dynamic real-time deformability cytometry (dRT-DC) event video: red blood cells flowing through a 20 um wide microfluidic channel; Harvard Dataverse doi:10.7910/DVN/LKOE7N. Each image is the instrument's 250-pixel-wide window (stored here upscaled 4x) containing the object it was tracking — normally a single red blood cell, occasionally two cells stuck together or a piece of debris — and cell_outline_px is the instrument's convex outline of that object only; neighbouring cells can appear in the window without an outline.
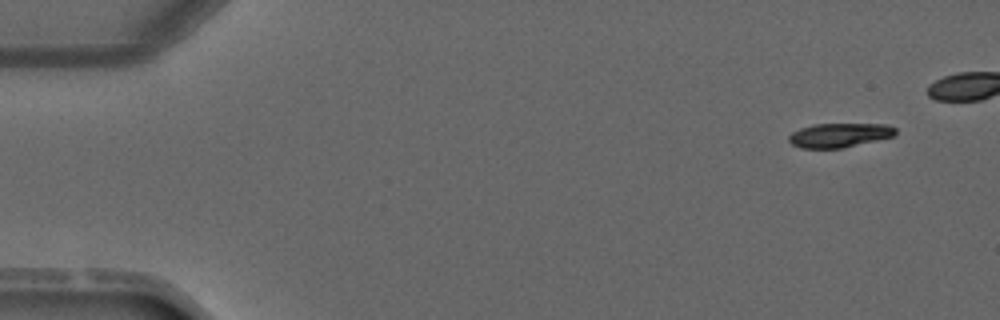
{"species": "common noctule bat (a hibernating species)", "species_latin": "Nyctalus noctula", "temperature_condition": "warm", "stored_images_in_passage": 6, "camera_frame_rate_fps": 3000, "um_per_image_px": 0.085, "animal": {"sex": "male", "forearm_length_mm": 52.5}, "frame": {"image": 1, "passage_image": 1, "time_ms": 0.0, "image_size_px": [1000, 320], "cell_outline_px": [[896, 132], [892, 136], [876, 140], [840, 148], [800, 148], [792, 144], [788, 140], [788, 136], [792, 132], [800, 128], [812, 124], [888, 124], [896, 128]], "centroid_in_image_um": [71.3, 11.48], "position_along_channel_um": 13.7, "area_um2": 14.91}}
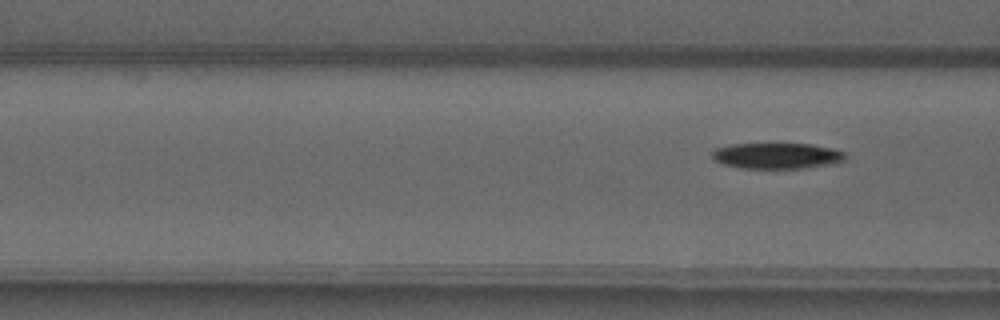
{"frame": {"image": 2, "passage_image": 6, "time_ms": 6.0, "image_size_px": [1000, 320], "cell_outline_px": [[848, 156], [844, 160], [836, 164], [804, 168], [740, 168], [724, 164], [716, 160], [712, 156], [712, 152], [716, 148], [732, 144], [812, 144], [832, 148], [844, 152]], "centroid_in_image_um": [66.1, 13.24], "position_along_channel_um": 100.5, "area_um2": 20.11}}